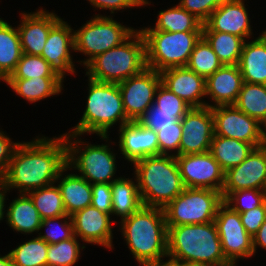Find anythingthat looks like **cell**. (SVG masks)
<instances>
[{
  "label": "cell",
  "instance_id": "6da1fadb",
  "mask_svg": "<svg viewBox=\"0 0 266 266\" xmlns=\"http://www.w3.org/2000/svg\"><path fill=\"white\" fill-rule=\"evenodd\" d=\"M66 166L67 145L64 135L52 138L38 135L31 141L18 144L2 182L9 193L13 190L28 193L54 184Z\"/></svg>",
  "mask_w": 266,
  "mask_h": 266
},
{
  "label": "cell",
  "instance_id": "7a4b0ae2",
  "mask_svg": "<svg viewBox=\"0 0 266 266\" xmlns=\"http://www.w3.org/2000/svg\"><path fill=\"white\" fill-rule=\"evenodd\" d=\"M119 223V231L132 255L146 266L167 257L168 229L162 208L142 205L130 217Z\"/></svg>",
  "mask_w": 266,
  "mask_h": 266
},
{
  "label": "cell",
  "instance_id": "3957f363",
  "mask_svg": "<svg viewBox=\"0 0 266 266\" xmlns=\"http://www.w3.org/2000/svg\"><path fill=\"white\" fill-rule=\"evenodd\" d=\"M132 167L144 206L164 209L185 189L175 156L146 157Z\"/></svg>",
  "mask_w": 266,
  "mask_h": 266
},
{
  "label": "cell",
  "instance_id": "277c9868",
  "mask_svg": "<svg viewBox=\"0 0 266 266\" xmlns=\"http://www.w3.org/2000/svg\"><path fill=\"white\" fill-rule=\"evenodd\" d=\"M167 256L179 262L209 266H233L224 256L220 237L213 222L167 227Z\"/></svg>",
  "mask_w": 266,
  "mask_h": 266
},
{
  "label": "cell",
  "instance_id": "5b68a950",
  "mask_svg": "<svg viewBox=\"0 0 266 266\" xmlns=\"http://www.w3.org/2000/svg\"><path fill=\"white\" fill-rule=\"evenodd\" d=\"M87 81L88 96L83 115L79 122L66 133L108 136L111 133L109 130L115 125L120 128L123 124L130 122L124 110L118 84L97 82L89 78Z\"/></svg>",
  "mask_w": 266,
  "mask_h": 266
},
{
  "label": "cell",
  "instance_id": "8992f818",
  "mask_svg": "<svg viewBox=\"0 0 266 266\" xmlns=\"http://www.w3.org/2000/svg\"><path fill=\"white\" fill-rule=\"evenodd\" d=\"M67 145V166L90 184H111L118 179L116 155L110 144L116 145L108 136H98L103 144H92L83 140L82 135L75 133H62ZM83 140V141H82ZM85 141V142H84ZM107 143V144H106ZM76 170V171H75ZM79 172V173H78Z\"/></svg>",
  "mask_w": 266,
  "mask_h": 266
},
{
  "label": "cell",
  "instance_id": "52a82bcc",
  "mask_svg": "<svg viewBox=\"0 0 266 266\" xmlns=\"http://www.w3.org/2000/svg\"><path fill=\"white\" fill-rule=\"evenodd\" d=\"M145 68V41L138 29L121 45L97 55L84 67L87 78L115 84L141 73Z\"/></svg>",
  "mask_w": 266,
  "mask_h": 266
},
{
  "label": "cell",
  "instance_id": "ba28073f",
  "mask_svg": "<svg viewBox=\"0 0 266 266\" xmlns=\"http://www.w3.org/2000/svg\"><path fill=\"white\" fill-rule=\"evenodd\" d=\"M145 41L146 66L157 72L186 67L202 31L166 32L139 30Z\"/></svg>",
  "mask_w": 266,
  "mask_h": 266
},
{
  "label": "cell",
  "instance_id": "9c48e42d",
  "mask_svg": "<svg viewBox=\"0 0 266 266\" xmlns=\"http://www.w3.org/2000/svg\"><path fill=\"white\" fill-rule=\"evenodd\" d=\"M103 14L93 15L79 29L74 30V52L86 57L77 61L83 67L97 55L121 45L137 30L118 22L115 16Z\"/></svg>",
  "mask_w": 266,
  "mask_h": 266
},
{
  "label": "cell",
  "instance_id": "30bf717a",
  "mask_svg": "<svg viewBox=\"0 0 266 266\" xmlns=\"http://www.w3.org/2000/svg\"><path fill=\"white\" fill-rule=\"evenodd\" d=\"M223 203L220 191L206 188H185L163 210L167 227L213 222Z\"/></svg>",
  "mask_w": 266,
  "mask_h": 266
},
{
  "label": "cell",
  "instance_id": "8fae6325",
  "mask_svg": "<svg viewBox=\"0 0 266 266\" xmlns=\"http://www.w3.org/2000/svg\"><path fill=\"white\" fill-rule=\"evenodd\" d=\"M225 258L233 265L254 256L253 238L241 223L240 214L224 202L218 207L214 219Z\"/></svg>",
  "mask_w": 266,
  "mask_h": 266
},
{
  "label": "cell",
  "instance_id": "7c38bea8",
  "mask_svg": "<svg viewBox=\"0 0 266 266\" xmlns=\"http://www.w3.org/2000/svg\"><path fill=\"white\" fill-rule=\"evenodd\" d=\"M212 114L214 135L251 143L255 148L265 145L264 126L235 105L213 107Z\"/></svg>",
  "mask_w": 266,
  "mask_h": 266
},
{
  "label": "cell",
  "instance_id": "4fadbf2b",
  "mask_svg": "<svg viewBox=\"0 0 266 266\" xmlns=\"http://www.w3.org/2000/svg\"><path fill=\"white\" fill-rule=\"evenodd\" d=\"M185 188L222 191L225 171L208 151L201 154L175 156Z\"/></svg>",
  "mask_w": 266,
  "mask_h": 266
},
{
  "label": "cell",
  "instance_id": "5bb4252c",
  "mask_svg": "<svg viewBox=\"0 0 266 266\" xmlns=\"http://www.w3.org/2000/svg\"><path fill=\"white\" fill-rule=\"evenodd\" d=\"M74 28L64 18H60L50 29L41 57L51 66L55 74L64 81L69 74L76 75L73 61ZM68 74V75H66Z\"/></svg>",
  "mask_w": 266,
  "mask_h": 266
},
{
  "label": "cell",
  "instance_id": "9a60e30c",
  "mask_svg": "<svg viewBox=\"0 0 266 266\" xmlns=\"http://www.w3.org/2000/svg\"><path fill=\"white\" fill-rule=\"evenodd\" d=\"M161 83L160 72L145 68L141 73L119 83L127 118H138L154 103L155 92Z\"/></svg>",
  "mask_w": 266,
  "mask_h": 266
},
{
  "label": "cell",
  "instance_id": "2e32d148",
  "mask_svg": "<svg viewBox=\"0 0 266 266\" xmlns=\"http://www.w3.org/2000/svg\"><path fill=\"white\" fill-rule=\"evenodd\" d=\"M179 155L201 154L210 150L214 136L212 108H191L182 118Z\"/></svg>",
  "mask_w": 266,
  "mask_h": 266
},
{
  "label": "cell",
  "instance_id": "e0dca14e",
  "mask_svg": "<svg viewBox=\"0 0 266 266\" xmlns=\"http://www.w3.org/2000/svg\"><path fill=\"white\" fill-rule=\"evenodd\" d=\"M242 189L266 190V145L254 148L244 161L225 172L223 200Z\"/></svg>",
  "mask_w": 266,
  "mask_h": 266
},
{
  "label": "cell",
  "instance_id": "ac0fdd59",
  "mask_svg": "<svg viewBox=\"0 0 266 266\" xmlns=\"http://www.w3.org/2000/svg\"><path fill=\"white\" fill-rule=\"evenodd\" d=\"M111 217L110 214L91 205L87 206L71 215L74 235L85 245H98L112 251L114 250L113 224L118 221H115V218L113 221Z\"/></svg>",
  "mask_w": 266,
  "mask_h": 266
},
{
  "label": "cell",
  "instance_id": "d6986e66",
  "mask_svg": "<svg viewBox=\"0 0 266 266\" xmlns=\"http://www.w3.org/2000/svg\"><path fill=\"white\" fill-rule=\"evenodd\" d=\"M246 0H224L203 24L202 31H217L237 35L245 41L254 38Z\"/></svg>",
  "mask_w": 266,
  "mask_h": 266
},
{
  "label": "cell",
  "instance_id": "ffe728a7",
  "mask_svg": "<svg viewBox=\"0 0 266 266\" xmlns=\"http://www.w3.org/2000/svg\"><path fill=\"white\" fill-rule=\"evenodd\" d=\"M39 8L19 14L17 29L24 54L41 56L51 27L61 18L55 11Z\"/></svg>",
  "mask_w": 266,
  "mask_h": 266
},
{
  "label": "cell",
  "instance_id": "44dd1931",
  "mask_svg": "<svg viewBox=\"0 0 266 266\" xmlns=\"http://www.w3.org/2000/svg\"><path fill=\"white\" fill-rule=\"evenodd\" d=\"M118 152L132 166L135 162L159 155L157 133L137 121L123 124L118 130Z\"/></svg>",
  "mask_w": 266,
  "mask_h": 266
},
{
  "label": "cell",
  "instance_id": "7402d4cb",
  "mask_svg": "<svg viewBox=\"0 0 266 266\" xmlns=\"http://www.w3.org/2000/svg\"><path fill=\"white\" fill-rule=\"evenodd\" d=\"M161 83L191 108L206 106L205 78L187 67H172L160 72ZM205 100V101H204Z\"/></svg>",
  "mask_w": 266,
  "mask_h": 266
},
{
  "label": "cell",
  "instance_id": "603a6c76",
  "mask_svg": "<svg viewBox=\"0 0 266 266\" xmlns=\"http://www.w3.org/2000/svg\"><path fill=\"white\" fill-rule=\"evenodd\" d=\"M242 84L243 77L238 65H222L205 79L206 97L210 99L206 101V106L234 105Z\"/></svg>",
  "mask_w": 266,
  "mask_h": 266
},
{
  "label": "cell",
  "instance_id": "cb8c5ba5",
  "mask_svg": "<svg viewBox=\"0 0 266 266\" xmlns=\"http://www.w3.org/2000/svg\"><path fill=\"white\" fill-rule=\"evenodd\" d=\"M252 39L244 42L238 67L243 82L266 85V28Z\"/></svg>",
  "mask_w": 266,
  "mask_h": 266
},
{
  "label": "cell",
  "instance_id": "d4e9b609",
  "mask_svg": "<svg viewBox=\"0 0 266 266\" xmlns=\"http://www.w3.org/2000/svg\"><path fill=\"white\" fill-rule=\"evenodd\" d=\"M55 183L60 189L67 215L71 216L91 205L92 184L74 173L68 166L60 172Z\"/></svg>",
  "mask_w": 266,
  "mask_h": 266
},
{
  "label": "cell",
  "instance_id": "484cf974",
  "mask_svg": "<svg viewBox=\"0 0 266 266\" xmlns=\"http://www.w3.org/2000/svg\"><path fill=\"white\" fill-rule=\"evenodd\" d=\"M18 197L5 206L6 224L14 231L24 235L38 233L42 218L27 193H19ZM9 205V206H8ZM8 207V208H7Z\"/></svg>",
  "mask_w": 266,
  "mask_h": 266
},
{
  "label": "cell",
  "instance_id": "4316f807",
  "mask_svg": "<svg viewBox=\"0 0 266 266\" xmlns=\"http://www.w3.org/2000/svg\"><path fill=\"white\" fill-rule=\"evenodd\" d=\"M4 82L9 86V89L11 88L27 103L36 104L45 98L61 95L65 81L59 77H33L29 79H6Z\"/></svg>",
  "mask_w": 266,
  "mask_h": 266
},
{
  "label": "cell",
  "instance_id": "83f0119b",
  "mask_svg": "<svg viewBox=\"0 0 266 266\" xmlns=\"http://www.w3.org/2000/svg\"><path fill=\"white\" fill-rule=\"evenodd\" d=\"M133 178L121 175L111 183L112 216L120 217L119 222L130 217L143 205L135 175Z\"/></svg>",
  "mask_w": 266,
  "mask_h": 266
},
{
  "label": "cell",
  "instance_id": "f1b7e54d",
  "mask_svg": "<svg viewBox=\"0 0 266 266\" xmlns=\"http://www.w3.org/2000/svg\"><path fill=\"white\" fill-rule=\"evenodd\" d=\"M10 24L0 18V82L11 75L23 55L17 26Z\"/></svg>",
  "mask_w": 266,
  "mask_h": 266
},
{
  "label": "cell",
  "instance_id": "f546056e",
  "mask_svg": "<svg viewBox=\"0 0 266 266\" xmlns=\"http://www.w3.org/2000/svg\"><path fill=\"white\" fill-rule=\"evenodd\" d=\"M155 25V26H154ZM138 30H160L166 32L202 31L203 23L179 4L158 11L155 24Z\"/></svg>",
  "mask_w": 266,
  "mask_h": 266
},
{
  "label": "cell",
  "instance_id": "4dcf8cb0",
  "mask_svg": "<svg viewBox=\"0 0 266 266\" xmlns=\"http://www.w3.org/2000/svg\"><path fill=\"white\" fill-rule=\"evenodd\" d=\"M254 148L251 143L214 135L209 152L226 172L244 161Z\"/></svg>",
  "mask_w": 266,
  "mask_h": 266
},
{
  "label": "cell",
  "instance_id": "1f68e13d",
  "mask_svg": "<svg viewBox=\"0 0 266 266\" xmlns=\"http://www.w3.org/2000/svg\"><path fill=\"white\" fill-rule=\"evenodd\" d=\"M202 37L208 42L223 65H238L245 40L234 34L202 31Z\"/></svg>",
  "mask_w": 266,
  "mask_h": 266
},
{
  "label": "cell",
  "instance_id": "d6a6232c",
  "mask_svg": "<svg viewBox=\"0 0 266 266\" xmlns=\"http://www.w3.org/2000/svg\"><path fill=\"white\" fill-rule=\"evenodd\" d=\"M234 105L263 126L266 125V85L243 82Z\"/></svg>",
  "mask_w": 266,
  "mask_h": 266
},
{
  "label": "cell",
  "instance_id": "836d02e7",
  "mask_svg": "<svg viewBox=\"0 0 266 266\" xmlns=\"http://www.w3.org/2000/svg\"><path fill=\"white\" fill-rule=\"evenodd\" d=\"M42 220L67 215L60 189L56 183L27 193Z\"/></svg>",
  "mask_w": 266,
  "mask_h": 266
},
{
  "label": "cell",
  "instance_id": "e575fe53",
  "mask_svg": "<svg viewBox=\"0 0 266 266\" xmlns=\"http://www.w3.org/2000/svg\"><path fill=\"white\" fill-rule=\"evenodd\" d=\"M8 253L15 266H47L49 244L38 236H32Z\"/></svg>",
  "mask_w": 266,
  "mask_h": 266
},
{
  "label": "cell",
  "instance_id": "d590c367",
  "mask_svg": "<svg viewBox=\"0 0 266 266\" xmlns=\"http://www.w3.org/2000/svg\"><path fill=\"white\" fill-rule=\"evenodd\" d=\"M222 65L211 46L201 37L196 43L186 67L206 79Z\"/></svg>",
  "mask_w": 266,
  "mask_h": 266
},
{
  "label": "cell",
  "instance_id": "8d00e7d4",
  "mask_svg": "<svg viewBox=\"0 0 266 266\" xmlns=\"http://www.w3.org/2000/svg\"><path fill=\"white\" fill-rule=\"evenodd\" d=\"M74 235L59 243L49 244L47 266H74L78 263L85 244Z\"/></svg>",
  "mask_w": 266,
  "mask_h": 266
},
{
  "label": "cell",
  "instance_id": "74e56055",
  "mask_svg": "<svg viewBox=\"0 0 266 266\" xmlns=\"http://www.w3.org/2000/svg\"><path fill=\"white\" fill-rule=\"evenodd\" d=\"M40 77H58L50 64L41 56L24 54L15 70L7 79H29Z\"/></svg>",
  "mask_w": 266,
  "mask_h": 266
},
{
  "label": "cell",
  "instance_id": "f35d334b",
  "mask_svg": "<svg viewBox=\"0 0 266 266\" xmlns=\"http://www.w3.org/2000/svg\"><path fill=\"white\" fill-rule=\"evenodd\" d=\"M44 228L46 229L44 233ZM38 237L48 244L59 243L74 236L72 218L69 215H62L42 220ZM43 231V232H41Z\"/></svg>",
  "mask_w": 266,
  "mask_h": 266
},
{
  "label": "cell",
  "instance_id": "ab89813d",
  "mask_svg": "<svg viewBox=\"0 0 266 266\" xmlns=\"http://www.w3.org/2000/svg\"><path fill=\"white\" fill-rule=\"evenodd\" d=\"M266 201V190L242 189L231 192L223 202L233 211L243 213L260 207Z\"/></svg>",
  "mask_w": 266,
  "mask_h": 266
},
{
  "label": "cell",
  "instance_id": "60d3db41",
  "mask_svg": "<svg viewBox=\"0 0 266 266\" xmlns=\"http://www.w3.org/2000/svg\"><path fill=\"white\" fill-rule=\"evenodd\" d=\"M186 113H166L153 103L141 116L137 119V122L156 133L161 128L166 126H173L175 121L181 120Z\"/></svg>",
  "mask_w": 266,
  "mask_h": 266
},
{
  "label": "cell",
  "instance_id": "b9f144b4",
  "mask_svg": "<svg viewBox=\"0 0 266 266\" xmlns=\"http://www.w3.org/2000/svg\"><path fill=\"white\" fill-rule=\"evenodd\" d=\"M181 120L175 121L173 126H166L157 132L159 155L179 156L182 137Z\"/></svg>",
  "mask_w": 266,
  "mask_h": 266
},
{
  "label": "cell",
  "instance_id": "7bdbcfd3",
  "mask_svg": "<svg viewBox=\"0 0 266 266\" xmlns=\"http://www.w3.org/2000/svg\"><path fill=\"white\" fill-rule=\"evenodd\" d=\"M154 103L166 113H187L191 107L162 83L155 92Z\"/></svg>",
  "mask_w": 266,
  "mask_h": 266
},
{
  "label": "cell",
  "instance_id": "ee69618b",
  "mask_svg": "<svg viewBox=\"0 0 266 266\" xmlns=\"http://www.w3.org/2000/svg\"><path fill=\"white\" fill-rule=\"evenodd\" d=\"M178 4L193 14L203 24L224 0H179Z\"/></svg>",
  "mask_w": 266,
  "mask_h": 266
},
{
  "label": "cell",
  "instance_id": "f6af8a7d",
  "mask_svg": "<svg viewBox=\"0 0 266 266\" xmlns=\"http://www.w3.org/2000/svg\"><path fill=\"white\" fill-rule=\"evenodd\" d=\"M91 206L112 216V191L111 184H92Z\"/></svg>",
  "mask_w": 266,
  "mask_h": 266
},
{
  "label": "cell",
  "instance_id": "bcb514c9",
  "mask_svg": "<svg viewBox=\"0 0 266 266\" xmlns=\"http://www.w3.org/2000/svg\"><path fill=\"white\" fill-rule=\"evenodd\" d=\"M240 219L247 233L253 238L266 220V201L260 207L240 213Z\"/></svg>",
  "mask_w": 266,
  "mask_h": 266
},
{
  "label": "cell",
  "instance_id": "7dc6e473",
  "mask_svg": "<svg viewBox=\"0 0 266 266\" xmlns=\"http://www.w3.org/2000/svg\"><path fill=\"white\" fill-rule=\"evenodd\" d=\"M90 3L95 10L100 11L108 10L110 12L109 16H115L118 11L130 9L131 8H142L144 7L138 0H86Z\"/></svg>",
  "mask_w": 266,
  "mask_h": 266
},
{
  "label": "cell",
  "instance_id": "c3c4849f",
  "mask_svg": "<svg viewBox=\"0 0 266 266\" xmlns=\"http://www.w3.org/2000/svg\"><path fill=\"white\" fill-rule=\"evenodd\" d=\"M19 143L20 141H12L6 131H3L2 128L0 129V181L4 179L9 162Z\"/></svg>",
  "mask_w": 266,
  "mask_h": 266
},
{
  "label": "cell",
  "instance_id": "681fc988",
  "mask_svg": "<svg viewBox=\"0 0 266 266\" xmlns=\"http://www.w3.org/2000/svg\"><path fill=\"white\" fill-rule=\"evenodd\" d=\"M266 250V220L261 225L257 233L253 237V250H254V256L257 253V249L260 248Z\"/></svg>",
  "mask_w": 266,
  "mask_h": 266
},
{
  "label": "cell",
  "instance_id": "f907efd6",
  "mask_svg": "<svg viewBox=\"0 0 266 266\" xmlns=\"http://www.w3.org/2000/svg\"><path fill=\"white\" fill-rule=\"evenodd\" d=\"M9 191L6 189L5 185L2 181H0V223L5 219V206L6 201L9 200L6 198L8 196Z\"/></svg>",
  "mask_w": 266,
  "mask_h": 266
},
{
  "label": "cell",
  "instance_id": "816d5d0a",
  "mask_svg": "<svg viewBox=\"0 0 266 266\" xmlns=\"http://www.w3.org/2000/svg\"><path fill=\"white\" fill-rule=\"evenodd\" d=\"M146 266H180V262L167 256V257H165V259L164 258L160 259V260H158L156 262H152Z\"/></svg>",
  "mask_w": 266,
  "mask_h": 266
},
{
  "label": "cell",
  "instance_id": "f5cc1de1",
  "mask_svg": "<svg viewBox=\"0 0 266 266\" xmlns=\"http://www.w3.org/2000/svg\"><path fill=\"white\" fill-rule=\"evenodd\" d=\"M0 266H15L9 253L5 255L0 254Z\"/></svg>",
  "mask_w": 266,
  "mask_h": 266
},
{
  "label": "cell",
  "instance_id": "db71d44e",
  "mask_svg": "<svg viewBox=\"0 0 266 266\" xmlns=\"http://www.w3.org/2000/svg\"><path fill=\"white\" fill-rule=\"evenodd\" d=\"M180 266H209V265L196 263V262H180Z\"/></svg>",
  "mask_w": 266,
  "mask_h": 266
},
{
  "label": "cell",
  "instance_id": "11a10c76",
  "mask_svg": "<svg viewBox=\"0 0 266 266\" xmlns=\"http://www.w3.org/2000/svg\"><path fill=\"white\" fill-rule=\"evenodd\" d=\"M138 1L144 6L143 8L150 6L151 4L150 0H138Z\"/></svg>",
  "mask_w": 266,
  "mask_h": 266
},
{
  "label": "cell",
  "instance_id": "9f6ffc18",
  "mask_svg": "<svg viewBox=\"0 0 266 266\" xmlns=\"http://www.w3.org/2000/svg\"><path fill=\"white\" fill-rule=\"evenodd\" d=\"M264 143L266 145V125L264 126Z\"/></svg>",
  "mask_w": 266,
  "mask_h": 266
}]
</instances>
